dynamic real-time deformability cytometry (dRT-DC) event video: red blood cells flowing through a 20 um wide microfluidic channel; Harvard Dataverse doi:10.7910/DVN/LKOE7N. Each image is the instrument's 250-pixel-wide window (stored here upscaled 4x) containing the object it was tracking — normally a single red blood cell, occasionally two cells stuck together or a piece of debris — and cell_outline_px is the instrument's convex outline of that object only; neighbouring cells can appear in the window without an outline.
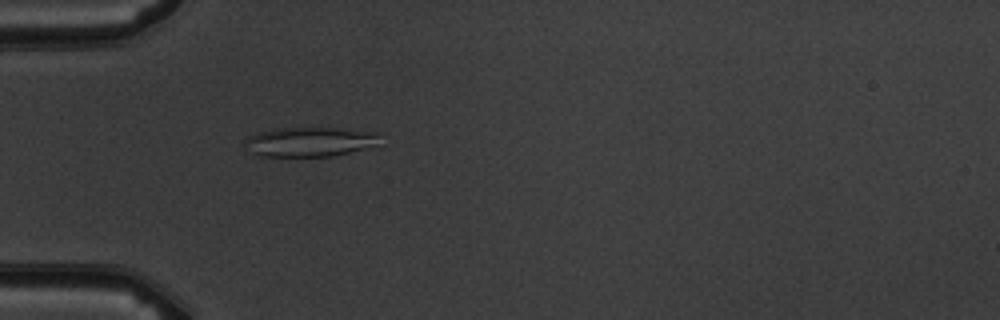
{"species": "common noctule bat (a hibernating species)", "species_latin": "Nyctalus noctula", "temperature_condition": "warm", "stored_images_in_passage": 5, "camera_frame_rate_fps": 3000, "um_per_image_px": 0.085, "animal": {"sex": "male", "body_mass_g": 19.5, "forearm_length_mm": 54.6}, "frame": {"image": 1, "passage_image": 5, "time_ms": 4.667, "image_size_px": [1000, 320], "cell_outline_px": [[380, 132], [376, 144], [348, 152], [332, 156], [256, 156], [244, 144], [244, 140], [248, 136], [260, 132], [276, 128], [332, 128]], "centroid_in_image_um": [26.27, 12.05], "position_along_channel_um": 58.7, "area_um2": 22.89}}